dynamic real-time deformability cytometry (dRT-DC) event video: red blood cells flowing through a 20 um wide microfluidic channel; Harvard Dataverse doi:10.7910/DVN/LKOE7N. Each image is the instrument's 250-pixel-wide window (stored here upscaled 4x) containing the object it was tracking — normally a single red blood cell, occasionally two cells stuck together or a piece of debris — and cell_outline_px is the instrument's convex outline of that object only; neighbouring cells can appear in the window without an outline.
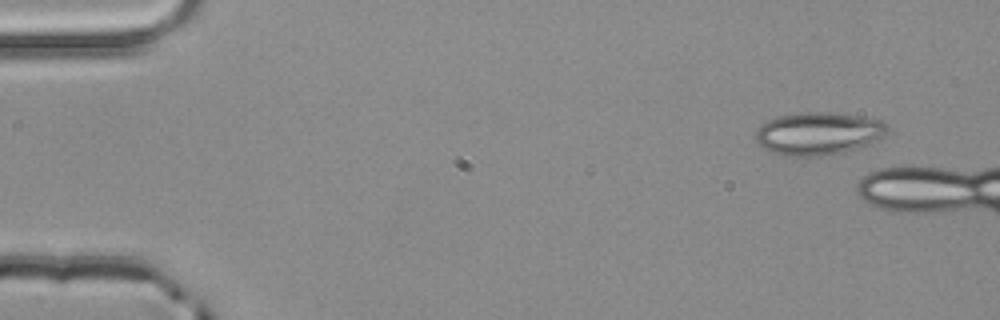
{"species": "common noctule bat (a hibernating species)", "species_latin": "Nyctalus noctula", "temperature_condition": "room temperature", "stored_images_in_passage": 3, "camera_frame_rate_fps": 3000, "um_per_image_px": 0.085, "animal": {"sex": "male", "body_mass_g": 20.4}, "frame": {"image": 1, "passage_image": 1, "time_ms": 0.0, "image_size_px": [1000, 320], "cell_outline_px": [[888, 132], [884, 136], [872, 144], [844, 152], [820, 156], [784, 156], [772, 152], [764, 148], [756, 140], [756, 132], [760, 124], [768, 120], [780, 116], [800, 112], [832, 112], [860, 116], [880, 120], [888, 124]], "centroid_in_image_um": [69.59, 11.35], "position_along_channel_um": 15.4, "area_um2": 33.06}}